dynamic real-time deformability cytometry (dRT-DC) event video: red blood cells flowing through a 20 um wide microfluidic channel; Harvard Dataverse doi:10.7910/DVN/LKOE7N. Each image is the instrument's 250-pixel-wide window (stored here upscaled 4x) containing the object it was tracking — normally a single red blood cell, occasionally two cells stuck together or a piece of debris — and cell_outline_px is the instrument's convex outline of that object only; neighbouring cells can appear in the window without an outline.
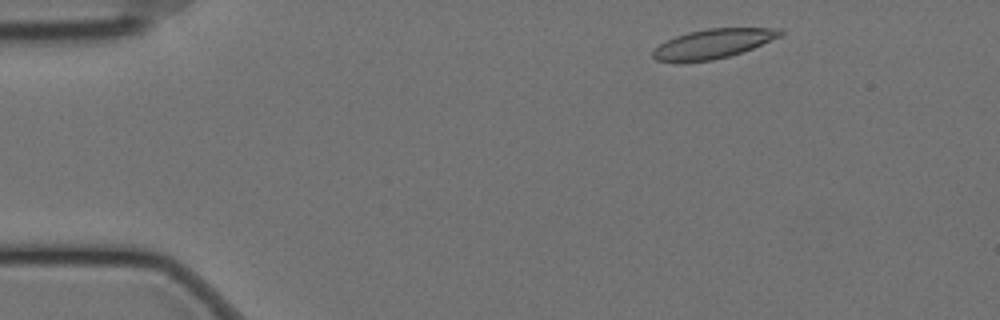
{"species": "Egyptian fruit bat (a non-hibernating species)", "species_latin": "Rousettus aegyptiacus", "temperature_condition": "cold", "stored_images_in_passage": 54, "segment_of_instrument_passage": [1, 2], "camera_frame_rate_fps": 3000, "um_per_image_px": 0.085, "animal": {"sex": "female"}, "frame": {"image": 1, "passage_image": 3, "time_ms": 0.667, "image_size_px": [1000, 320], "cell_outline_px": [[784, 32], [780, 36], [752, 48], [728, 56], [712, 60], [656, 60], [652, 56], [652, 52], [660, 44], [676, 36], [688, 32], [708, 28], [780, 28]], "centroid_in_image_um": [60.65, 3.68], "position_along_channel_um": 24.4, "area_um2": 21.04}}
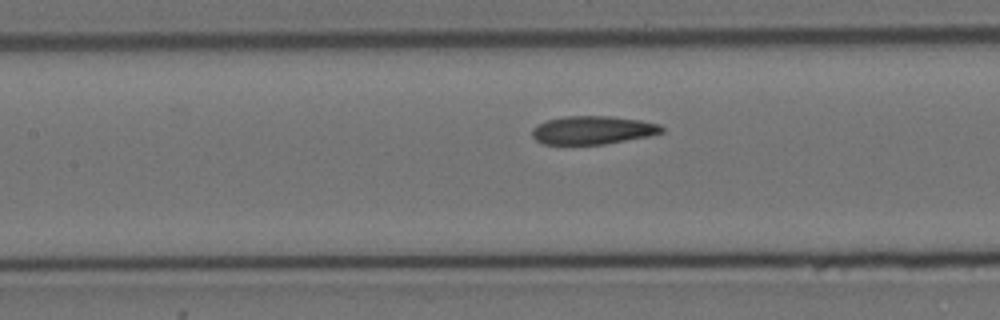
{"frame": {"image": 2, "passage_image": 21, "time_ms": 6.667, "image_size_px": [1000, 320], "cell_outline_px": [[664, 132], [648, 136], [604, 144], [544, 144], [536, 140], [532, 136], [532, 128], [548, 120], [564, 116], [612, 116], [640, 120], [660, 124], [664, 128]], "centroid_in_image_um": [50.4, 11.05], "position_along_channel_um": 157.0, "area_um2": 21.27}}
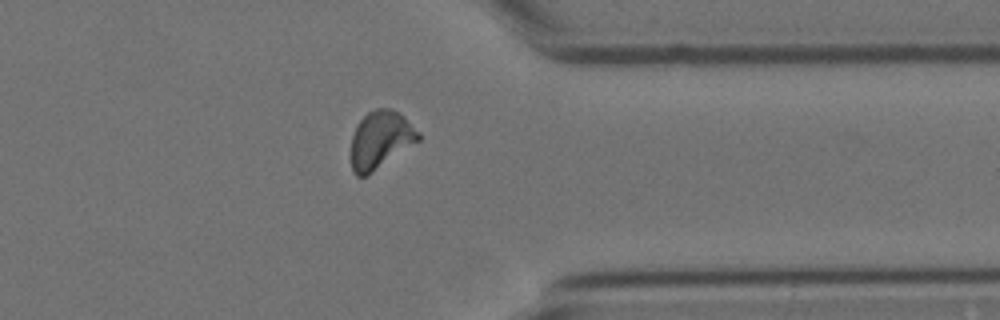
{"frame": {"image": 3, "passage_image": 41, "time_ms": 13.333, "image_size_px": [1000, 320], "cell_outline_px": [[420, 140], [368, 176], [356, 176], [352, 172], [352, 136], [360, 120], [368, 112], [376, 108], [392, 108], [400, 112], [420, 132]], "centroid_in_image_um": [32.37, 11.88], "position_along_channel_um": 379.0, "area_um2": 22.72}}